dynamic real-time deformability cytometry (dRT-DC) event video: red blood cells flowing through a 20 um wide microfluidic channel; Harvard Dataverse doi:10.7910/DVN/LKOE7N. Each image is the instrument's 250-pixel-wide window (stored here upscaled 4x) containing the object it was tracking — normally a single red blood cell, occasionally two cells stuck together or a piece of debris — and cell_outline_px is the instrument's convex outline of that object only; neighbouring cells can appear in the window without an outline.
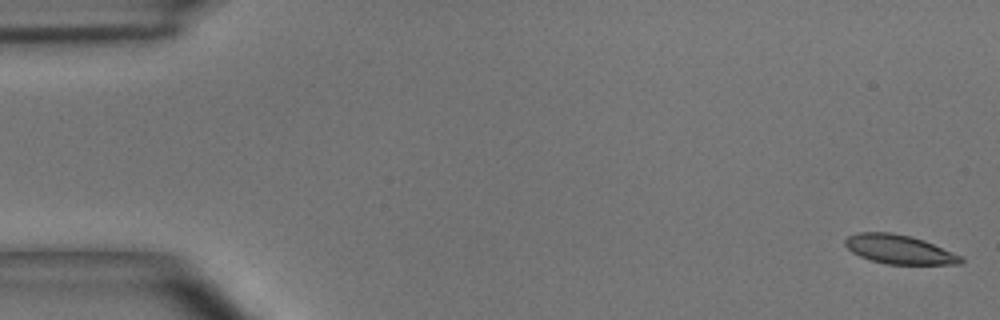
{"species": "common noctule bat (a hibernating species)", "species_latin": "Nyctalus noctula", "temperature_condition": "room temperature", "stored_images_in_passage": 15, "camera_frame_rate_fps": 3000, "um_per_image_px": 0.085, "animal": {"sex": "male", "body_mass_g": 15.6}, "frame": {"image": 1, "passage_image": 1, "time_ms": 0.0, "image_size_px": [1000, 320], "cell_outline_px": [[964, 260], [960, 264], [888, 264], [872, 260], [860, 256], [852, 252], [844, 244], [844, 240], [848, 236], [856, 232], [892, 232], [924, 240], [960, 256]], "centroid_in_image_um": [76.38, 21.19], "position_along_channel_um": 8.6, "area_um2": 19.31}}
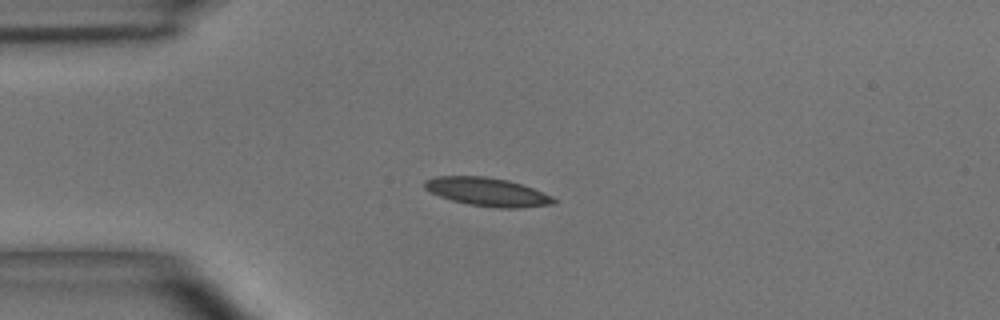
{"frame": {"image": 2, "passage_image": 12, "time_ms": 3.667, "image_size_px": [1000, 320], "cell_outline_px": [[556, 200], [552, 204], [520, 208], [500, 208], [468, 204], [452, 200], [440, 196], [424, 188], [424, 180], [436, 176], [484, 176], [508, 180], [532, 188], [552, 196]], "centroid_in_image_um": [41.4, 16.31], "position_along_channel_um": 43.6, "area_um2": 21.15}}